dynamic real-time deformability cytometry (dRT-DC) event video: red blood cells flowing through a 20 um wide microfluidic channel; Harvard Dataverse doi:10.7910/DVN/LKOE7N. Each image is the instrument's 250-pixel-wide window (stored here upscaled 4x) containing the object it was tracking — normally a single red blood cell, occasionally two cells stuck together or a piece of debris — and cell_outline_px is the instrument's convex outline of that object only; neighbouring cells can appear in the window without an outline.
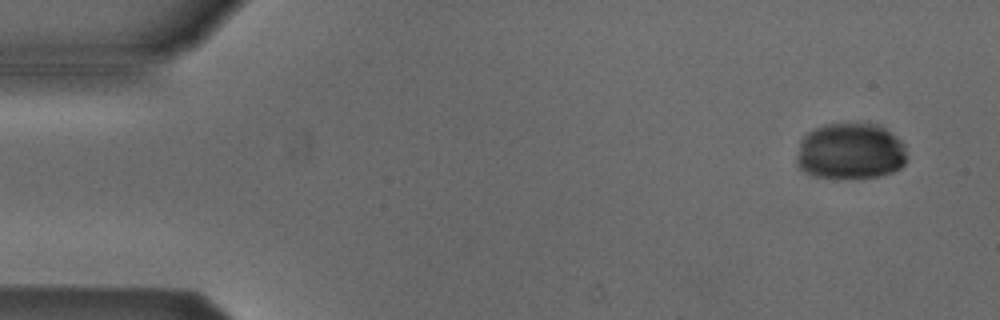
{"species": "Egyptian fruit bat (a non-hibernating species)", "species_latin": "Rousettus aegyptiacus", "temperature_condition": "cold", "stored_images_in_passage": 4, "camera_frame_rate_fps": 3000, "um_per_image_px": 0.085, "animal": {"sex": "male"}, "frame": {"image": 1, "passage_image": 1, "time_ms": 0.0, "image_size_px": [1000, 320], "cell_outline_px": [[904, 164], [900, 168], [892, 172], [880, 176], [816, 176], [800, 168], [796, 164], [796, 156], [800, 140], [808, 132], [824, 124], [876, 124], [884, 128], [896, 136], [904, 144]], "centroid_in_image_um": [72.26, 12.83], "position_along_channel_um": 12.7, "area_um2": 35.43}}